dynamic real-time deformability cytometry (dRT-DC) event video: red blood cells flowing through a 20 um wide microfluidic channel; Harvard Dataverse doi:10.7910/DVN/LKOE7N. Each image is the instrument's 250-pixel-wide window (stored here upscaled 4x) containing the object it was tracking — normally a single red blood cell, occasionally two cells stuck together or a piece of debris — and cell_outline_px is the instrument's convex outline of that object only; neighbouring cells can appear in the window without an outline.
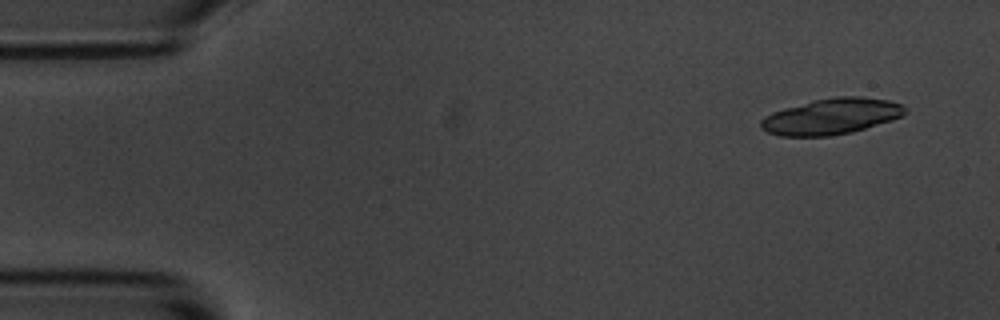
{"species": "common noctule bat (a hibernating species)", "species_latin": "Nyctalus noctula", "temperature_condition": "room temperature", "stored_images_in_passage": 6, "camera_frame_rate_fps": 3000, "um_per_image_px": 0.085, "animal": {"sex": "male", "body_mass_g": 20.1, "forearm_length_mm": 53.5}, "frame": {"image": 1, "passage_image": 1, "time_ms": 0.0, "image_size_px": [1000, 320], "cell_outline_px": [[908, 112], [892, 120], [852, 132], [828, 136], [780, 136], [768, 132], [760, 128], [760, 120], [764, 116], [772, 112], [784, 108], [816, 100], [836, 96], [860, 96], [888, 100], [904, 104], [908, 108]], "centroid_in_image_um": [70.69, 9.89], "position_along_channel_um": 14.3, "area_um2": 30.29}}